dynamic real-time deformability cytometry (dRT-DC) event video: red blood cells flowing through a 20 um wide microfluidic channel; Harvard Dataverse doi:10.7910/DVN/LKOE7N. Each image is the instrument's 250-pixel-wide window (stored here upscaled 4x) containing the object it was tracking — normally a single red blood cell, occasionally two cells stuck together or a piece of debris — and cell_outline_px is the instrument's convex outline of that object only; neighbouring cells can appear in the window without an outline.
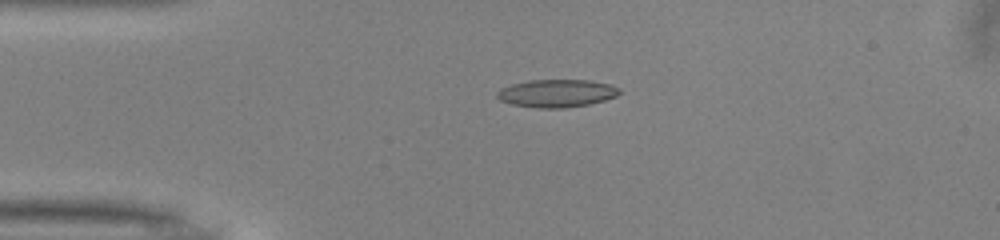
{"species": "common noctule bat (a hibernating species)", "species_latin": "Nyctalus noctula", "temperature_condition": "warm", "stored_images_in_passage": 51, "camera_frame_rate_fps": 3000, "um_per_image_px": 0.085, "animal": {"sex": "male", "body_mass_g": 13.0, "forearm_length_mm": 53.1}, "frame": {"image": 1, "passage_image": 12, "time_ms": 3.667, "image_size_px": [1000, 240], "cell_outline_px": [[620, 92], [616, 96], [604, 100], [588, 104], [564, 108], [536, 108], [512, 104], [500, 100], [496, 96], [496, 92], [500, 88], [512, 84], [528, 80], [588, 80], [612, 84], [620, 88]], "centroid_in_image_um": [47.31, 7.92], "position_along_channel_um": 37.7, "area_um2": 19.88}}
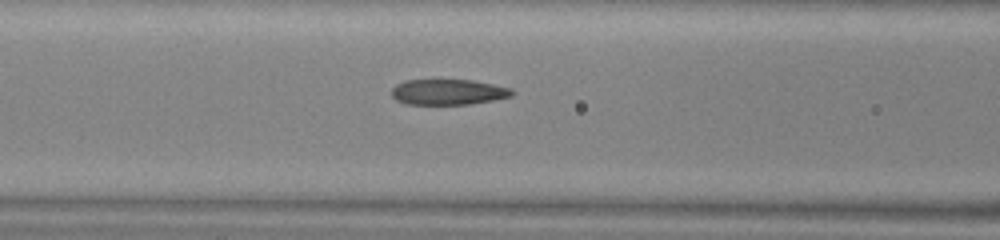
{"frame": {"image": 2, "passage_image": 21, "time_ms": 6.667, "image_size_px": [1000, 240], "cell_outline_px": [[516, 92], [512, 96], [492, 100], [468, 104], [404, 104], [396, 100], [392, 96], [392, 88], [396, 84], [404, 80], [472, 80], [512, 88]], "centroid_in_image_um": [38.09, 7.82], "position_along_channel_um": 128.5, "area_um2": 17.98}}
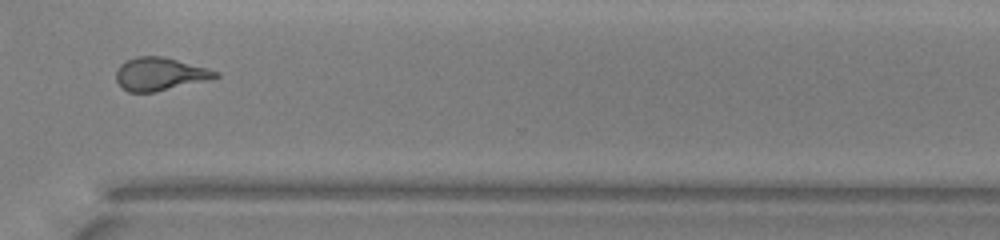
{"frame": {"image": 3, "passage_image": 38, "time_ms": 12.333, "image_size_px": [1000, 240], "cell_outline_px": [[220, 76], [156, 92], [128, 92], [116, 80], [116, 72], [120, 64], [136, 56], [160, 56], [176, 60], [220, 72]], "centroid_in_image_um": [13.54, 6.29], "position_along_channel_um": 357.1, "area_um2": 18.61}, "authors_computed_cell_mechanics": {"area_um2": 19.0162, "velocity_mm_per_s": 4.0305, "shape_relaxation_time_tau1_ms": 8.5558, "shape_relaxation_time_tau2_ms": 1.5813, "deformation_change_tau1": 0.2383, "deformation_change_tau2": 0.1051}}